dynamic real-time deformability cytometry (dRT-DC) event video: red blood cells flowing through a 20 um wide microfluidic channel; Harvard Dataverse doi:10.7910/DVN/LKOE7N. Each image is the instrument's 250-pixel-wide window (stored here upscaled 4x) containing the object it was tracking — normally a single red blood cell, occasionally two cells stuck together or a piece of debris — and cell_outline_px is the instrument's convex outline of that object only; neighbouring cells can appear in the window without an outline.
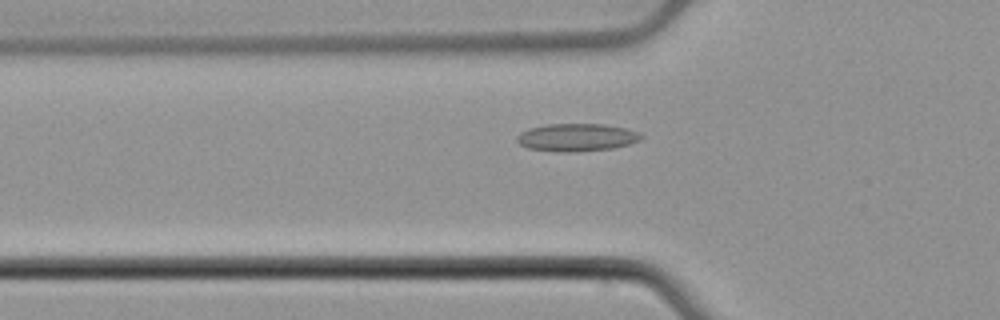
{"species": "common noctule bat (a hibernating species)", "species_latin": "Nyctalus noctula", "temperature_condition": "cold", "stored_images_in_passage": 51, "camera_frame_rate_fps": 3000, "um_per_image_px": 0.085, "animal": {"sex": "male", "body_mass_g": 21.5, "forearm_length_mm": 52.0}, "frame": {"image": 1, "passage_image": 16, "time_ms": 5.0, "image_size_px": [1000, 320], "cell_outline_px": [[644, 136], [640, 140], [628, 144], [612, 148], [576, 152], [556, 152], [528, 148], [520, 144], [516, 140], [516, 136], [520, 132], [528, 128], [548, 124], [604, 124], [624, 128], [636, 132]], "centroid_in_image_um": [48.97, 11.68], "position_along_channel_um": 76.8, "area_um2": 20.06}}
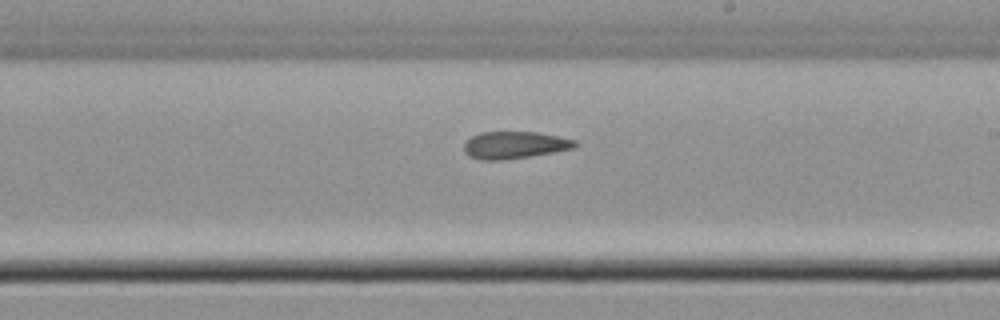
{"frame": {"image": 2, "passage_image": 29, "time_ms": 9.333, "image_size_px": [1000, 320], "cell_outline_px": [[576, 144], [572, 148], [552, 152], [528, 156], [500, 160], [480, 160], [468, 156], [464, 152], [464, 144], [472, 136], [480, 132], [536, 132], [576, 140]], "centroid_in_image_um": [43.67, 12.33], "position_along_channel_um": 245.3, "area_um2": 17.28}}
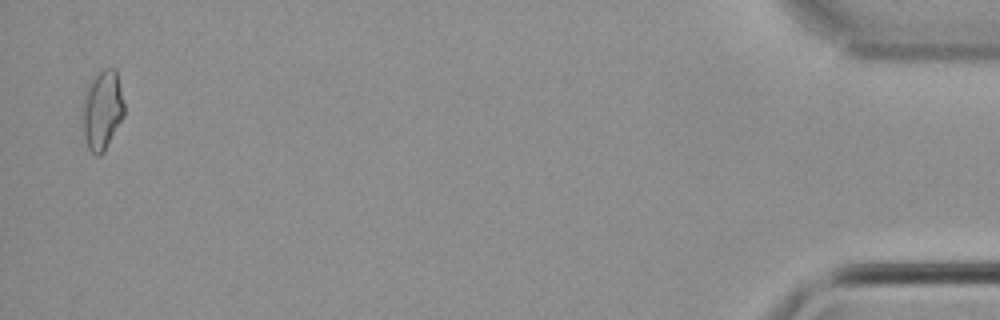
{"frame": {"image": 3, "passage_image": 50, "time_ms": 16.333, "image_size_px": [1000, 320], "cell_outline_px": [[124, 116], [104, 152], [100, 156], [96, 156], [88, 148], [84, 136], [80, 112], [84, 92], [92, 76], [104, 68], [116, 68], [124, 104]], "centroid_in_image_um": [8.65, 9.34], "position_along_channel_um": 426.5, "area_um2": 19.88}, "authors_computed_cell_mechanics": {"area_um2": 18.0914, "velocity_mm_per_s": 3.877, "shape_relaxation_time_tau1_ms": null, "shape_relaxation_time_tau2_ms": 10.1655, "deformation_change_tau1": null, "deformation_change_tau2": 0.2244}}